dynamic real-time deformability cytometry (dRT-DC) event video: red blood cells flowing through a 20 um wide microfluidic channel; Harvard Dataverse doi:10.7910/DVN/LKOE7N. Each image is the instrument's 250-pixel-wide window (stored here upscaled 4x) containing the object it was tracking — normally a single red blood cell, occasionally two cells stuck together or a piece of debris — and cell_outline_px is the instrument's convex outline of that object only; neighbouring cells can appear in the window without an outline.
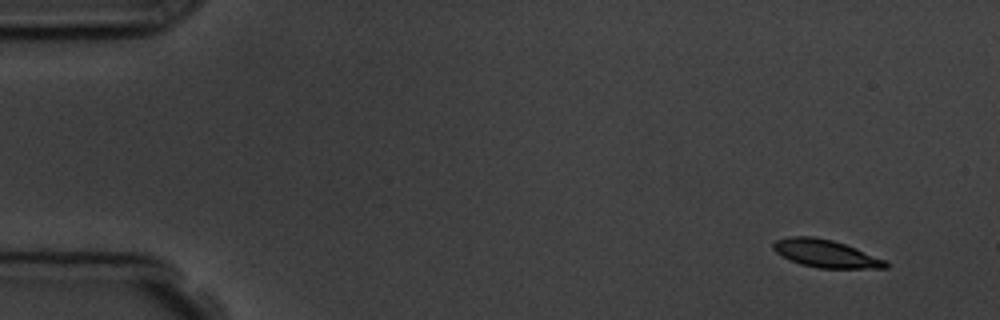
{"species": "common noctule bat (a hibernating species)", "species_latin": "Nyctalus noctula", "temperature_condition": "room temperature", "stored_images_in_passage": 7, "camera_frame_rate_fps": 3000, "um_per_image_px": 0.085, "animal": {"sex": "male", "body_mass_g": 19.5, "forearm_length_mm": 54.6}, "frame": {"image": 1, "passage_image": 1, "time_ms": 0.0, "image_size_px": [1000, 320], "cell_outline_px": [[888, 268], [820, 268], [800, 264], [776, 252], [772, 248], [772, 244], [776, 240], [788, 236], [812, 236], [832, 240], [856, 248], [884, 260], [888, 264]], "centroid_in_image_um": [70.16, 21.54], "position_along_channel_um": 14.8, "area_um2": 17.86}}
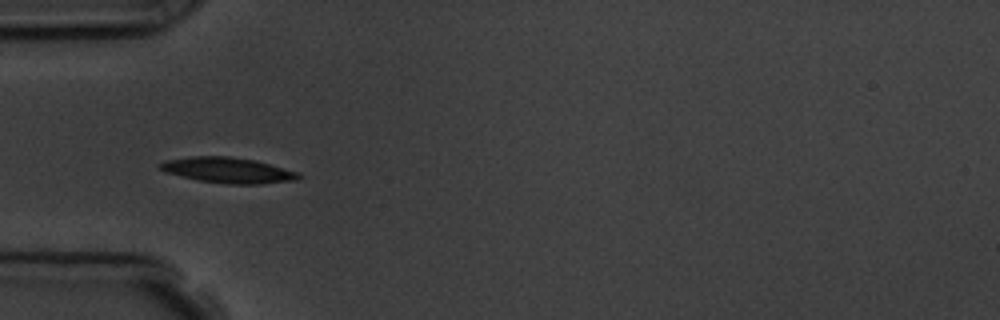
{"frame": {"image": 2, "passage_image": 4, "time_ms": 4.333, "image_size_px": [1000, 320], "cell_outline_px": [[304, 176], [296, 180], [260, 184], [228, 184], [200, 180], [164, 172], [156, 168], [156, 164], [164, 160], [192, 156], [228, 156], [256, 160], [300, 172]], "centroid_in_image_um": [19.37, 14.46], "position_along_channel_um": 65.6, "area_um2": 20.92}}